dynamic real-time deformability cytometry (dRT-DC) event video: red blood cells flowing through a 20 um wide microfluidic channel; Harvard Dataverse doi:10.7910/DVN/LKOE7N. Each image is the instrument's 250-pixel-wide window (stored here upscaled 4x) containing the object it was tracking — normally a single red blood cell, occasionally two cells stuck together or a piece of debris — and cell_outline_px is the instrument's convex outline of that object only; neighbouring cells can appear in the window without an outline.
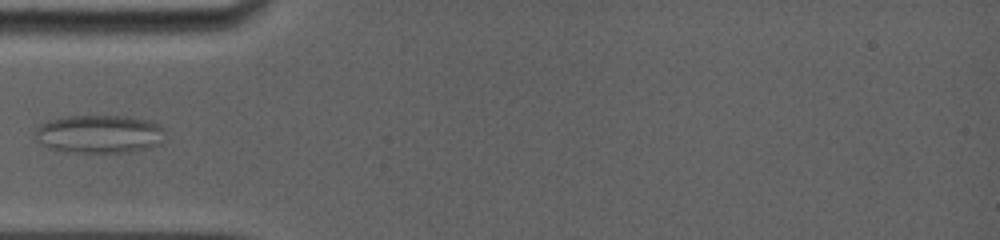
{"species": "common noctule bat (a hibernating species)", "species_latin": "Nyctalus noctula", "temperature_condition": "room temperature", "stored_images_in_passage": 10, "camera_frame_rate_fps": 5000, "um_per_image_px": 0.085, "animal": {"sex": "female", "body_mass_g": 19.0, "forearm_length_mm": 56.7}, "frame": {"image": 1, "passage_image": 1, "time_ms": 0.0, "image_size_px": [1000, 240], "cell_outline_px": [[164, 128], [156, 144], [144, 148], [124, 152], [76, 152], [48, 148], [36, 136], [36, 128], [40, 124], [48, 120], [68, 116], [128, 116], [152, 120], [160, 124]], "centroid_in_image_um": [8.42, 11.36], "position_along_channel_um": 76.6, "area_um2": 28.38}}
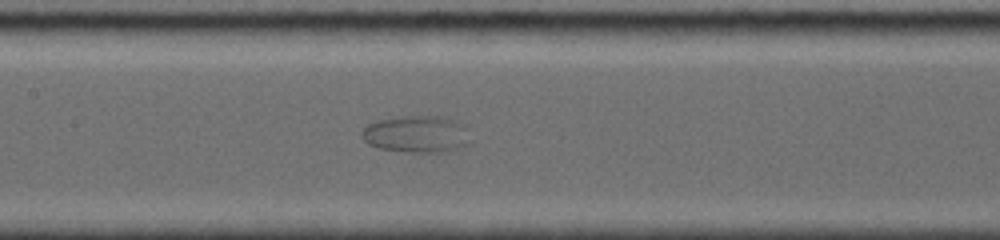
{"frame": {"image": 2, "passage_image": 7, "time_ms": 2.6, "image_size_px": [1000, 240], "cell_outline_px": [[468, 128], [460, 144], [456, 148], [428, 152], [420, 152], [380, 148], [368, 144], [364, 140], [364, 128], [368, 124], [380, 120], [408, 116], [444, 116], [468, 124]], "centroid_in_image_um": [35.37, 11.35], "position_along_channel_um": 172.0, "area_um2": 22.25}}
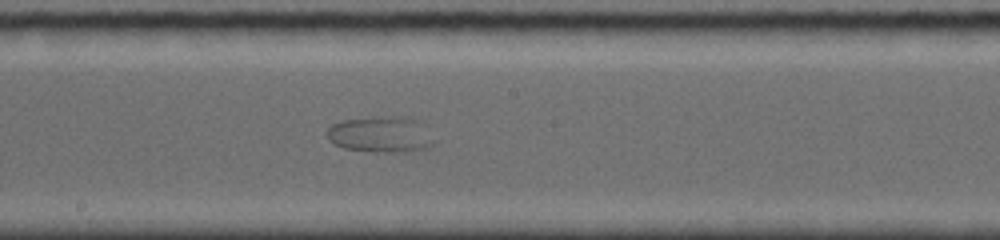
{"frame": {"image": 3, "passage_image": 10, "time_ms": 3.8, "image_size_px": [1000, 240], "cell_outline_px": [[428, 144], [420, 148], [344, 148], [336, 144], [328, 136], [328, 128], [332, 124], [340, 120], [372, 116], [412, 116], [420, 120], [424, 124]], "centroid_in_image_um": [32.23, 11.27], "position_along_channel_um": 216.0, "area_um2": 20.52}}